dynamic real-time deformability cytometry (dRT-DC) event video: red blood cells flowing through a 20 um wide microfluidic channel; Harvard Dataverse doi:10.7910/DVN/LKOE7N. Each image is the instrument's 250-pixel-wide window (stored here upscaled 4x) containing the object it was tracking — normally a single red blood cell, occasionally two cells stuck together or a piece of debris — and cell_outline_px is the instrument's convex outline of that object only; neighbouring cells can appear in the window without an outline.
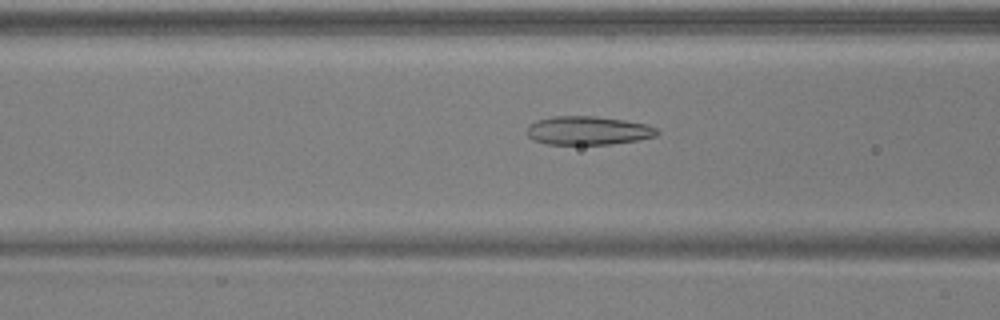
{"species": "common noctule bat (a hibernating species)", "species_latin": "Nyctalus noctula", "temperature_condition": "warm", "stored_images_in_passage": 41, "camera_frame_rate_fps": 3000, "um_per_image_px": 0.085, "animal": {"sex": "male", "body_mass_g": 17.9, "forearm_length_mm": 54.2}, "frame": {"image": 1, "passage_image": 10, "time_ms": 3.0, "image_size_px": [1000, 320], "cell_outline_px": [[660, 132], [656, 136], [636, 140], [612, 144], [544, 144], [532, 140], [528, 136], [528, 124], [536, 120], [552, 116], [592, 116], [624, 120], [648, 124], [656, 128]], "centroid_in_image_um": [49.96, 11.09], "position_along_channel_um": 116.6, "area_um2": 21.79}}
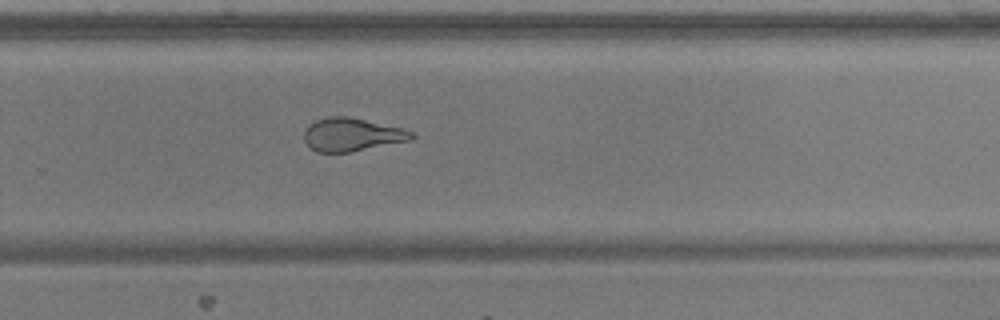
{"frame": {"image": 2, "passage_image": 24, "time_ms": 7.667, "image_size_px": [1000, 320], "cell_outline_px": [[416, 136], [408, 140], [348, 152], [316, 152], [304, 140], [304, 132], [308, 124], [316, 120], [328, 116], [348, 116], [404, 128], [412, 132]], "centroid_in_image_um": [29.88, 11.42], "position_along_channel_um": 299.9, "area_um2": 20.58}}
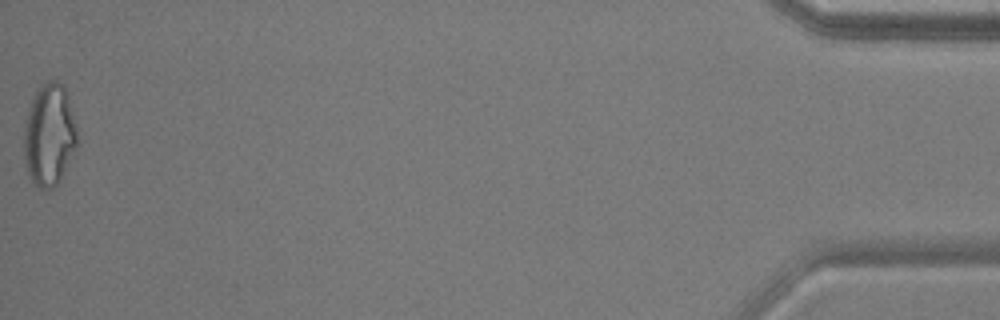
{"frame": {"image": 3, "passage_image": 41, "time_ms": 13.333, "image_size_px": [1000, 320], "cell_outline_px": [[80, 144], [60, 180], [48, 192], [40, 188], [32, 180], [28, 172], [24, 156], [24, 124], [32, 100], [36, 92], [48, 80], [56, 80], [64, 84], [68, 96]], "centroid_in_image_um": [4.22, 11.5], "position_along_channel_um": 431.0, "area_um2": 31.91}, "authors_computed_cell_mechanics": {"area_um2": 22.831, "velocity_mm_per_s": 3.934, "shape_relaxation_time_tau1_ms": 10.4493, "shape_relaxation_time_tau2_ms": 1.3001, "deformation_change_tau1": 0.2848, "deformation_change_tau2": 0.1008}}